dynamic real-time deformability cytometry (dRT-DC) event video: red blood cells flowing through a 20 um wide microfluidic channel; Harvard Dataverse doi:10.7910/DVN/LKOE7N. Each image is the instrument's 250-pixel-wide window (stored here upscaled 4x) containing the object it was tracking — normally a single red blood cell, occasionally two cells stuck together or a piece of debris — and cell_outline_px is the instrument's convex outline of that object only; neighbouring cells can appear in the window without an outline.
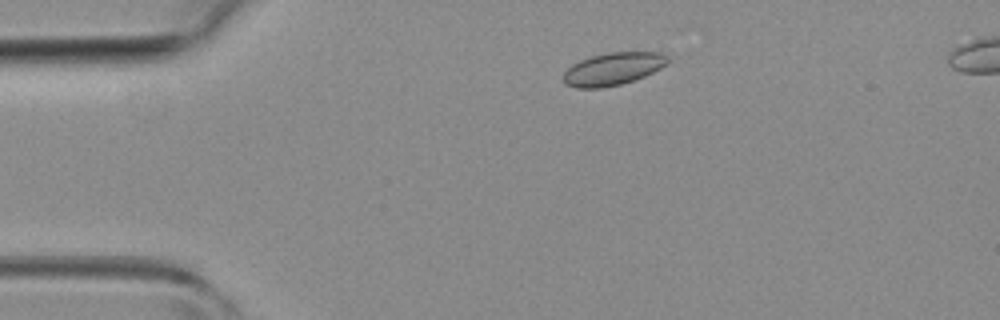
{"species": "common noctule bat (a hibernating species)", "species_latin": "Nyctalus noctula", "temperature_condition": "room temperature", "stored_images_in_passage": 4, "camera_frame_rate_fps": 3000, "um_per_image_px": 0.085, "animal": {"sex": "female", "body_mass_g": 19.3, "forearm_length_mm": 54.1}, "frame": {"image": 1, "passage_image": 2, "time_ms": 1.333, "image_size_px": [1000, 320], "cell_outline_px": [[668, 64], [644, 76], [620, 84], [600, 88], [576, 88], [564, 84], [564, 72], [572, 64], [580, 60], [592, 56], [608, 52], [664, 52], [668, 56]], "centroid_in_image_um": [52.1, 5.84], "position_along_channel_um": 32.9, "area_um2": 19.77}}